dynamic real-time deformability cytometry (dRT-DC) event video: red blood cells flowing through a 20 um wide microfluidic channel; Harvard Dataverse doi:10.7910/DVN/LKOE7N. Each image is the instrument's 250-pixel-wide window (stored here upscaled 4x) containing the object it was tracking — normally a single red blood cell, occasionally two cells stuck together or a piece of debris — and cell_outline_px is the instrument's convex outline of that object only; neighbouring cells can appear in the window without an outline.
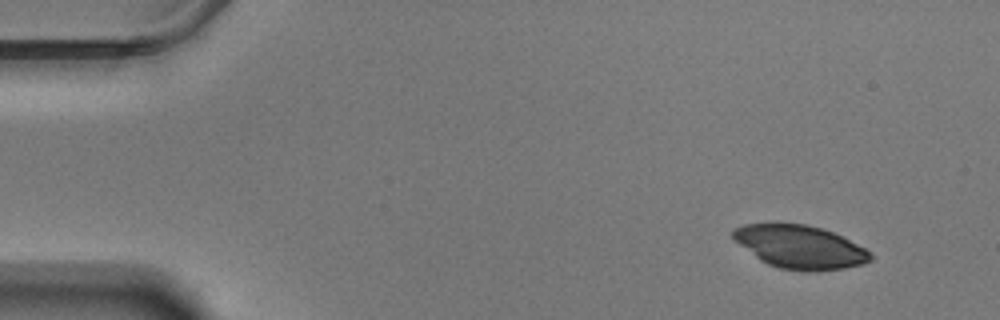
{"species": "Egyptian fruit bat (a non-hibernating species)", "species_latin": "Rousettus aegyptiacus", "temperature_condition": "warm", "stored_images_in_passage": 54, "camera_frame_rate_fps": 3000, "um_per_image_px": 0.085, "animal": {"sex": "male"}, "frame": {"image": 1, "passage_image": 1, "time_ms": 0.0, "image_size_px": [1000, 320], "cell_outline_px": [[872, 260], [864, 264], [844, 268], [780, 268], [768, 264], [760, 260], [740, 244], [732, 236], [732, 228], [744, 224], [804, 224], [820, 228], [832, 232], [864, 248], [872, 256]], "centroid_in_image_um": [67.96, 20.95], "position_along_channel_um": 17.0, "area_um2": 33.18}}